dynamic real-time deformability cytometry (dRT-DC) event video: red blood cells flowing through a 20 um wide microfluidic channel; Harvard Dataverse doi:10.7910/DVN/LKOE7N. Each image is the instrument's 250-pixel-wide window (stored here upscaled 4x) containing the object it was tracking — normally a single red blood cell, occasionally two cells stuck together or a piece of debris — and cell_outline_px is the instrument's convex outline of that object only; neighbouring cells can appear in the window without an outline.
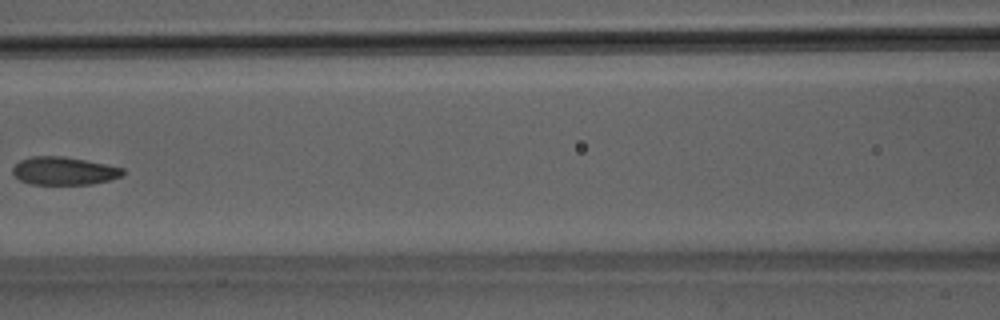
{"species": "Egyptian fruit bat (a non-hibernating species)", "species_latin": "Rousettus aegyptiacus", "temperature_condition": "room temperature", "stored_images_in_passage": 8, "camera_frame_rate_fps": 3000, "um_per_image_px": 0.085, "animal": {"sex": "male"}, "frame": {"image": 1, "passage_image": 7, "time_ms": 2.0, "image_size_px": [1000, 320], "cell_outline_px": [[124, 176], [92, 184], [28, 184], [20, 180], [12, 172], [12, 168], [20, 160], [32, 156], [64, 156], [124, 168]], "centroid_in_image_um": [5.43, 14.53], "position_along_channel_um": 161.2, "area_um2": 17.92}}